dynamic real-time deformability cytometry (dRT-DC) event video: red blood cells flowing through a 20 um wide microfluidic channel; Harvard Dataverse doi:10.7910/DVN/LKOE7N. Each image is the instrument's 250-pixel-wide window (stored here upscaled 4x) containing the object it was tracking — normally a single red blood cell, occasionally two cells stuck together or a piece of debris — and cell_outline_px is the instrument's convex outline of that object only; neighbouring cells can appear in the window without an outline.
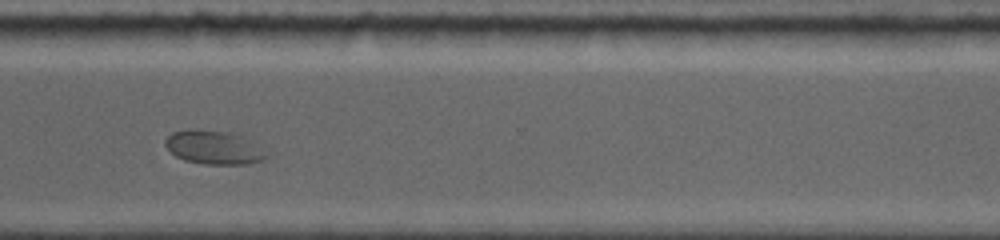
{"species": "common noctule bat (a hibernating species)", "species_latin": "Nyctalus noctula", "temperature_condition": "room temperature", "stored_images_in_passage": 23, "camera_frame_rate_fps": 5000, "um_per_image_px": 0.085, "animal": {"sex": "female", "body_mass_g": 19.0, "forearm_length_mm": 56.7}, "frame": {"image": 1, "passage_image": 20, "time_ms": 8.2, "image_size_px": [1000, 240], "cell_outline_px": [[272, 152], [264, 160], [248, 164], [204, 164], [184, 160], [176, 156], [164, 144], [164, 140], [172, 132], [188, 128], [192, 128], [228, 132], [240, 136]], "centroid_in_image_um": [18.2, 12.53], "position_along_channel_um": 352.4, "area_um2": 20.11}}